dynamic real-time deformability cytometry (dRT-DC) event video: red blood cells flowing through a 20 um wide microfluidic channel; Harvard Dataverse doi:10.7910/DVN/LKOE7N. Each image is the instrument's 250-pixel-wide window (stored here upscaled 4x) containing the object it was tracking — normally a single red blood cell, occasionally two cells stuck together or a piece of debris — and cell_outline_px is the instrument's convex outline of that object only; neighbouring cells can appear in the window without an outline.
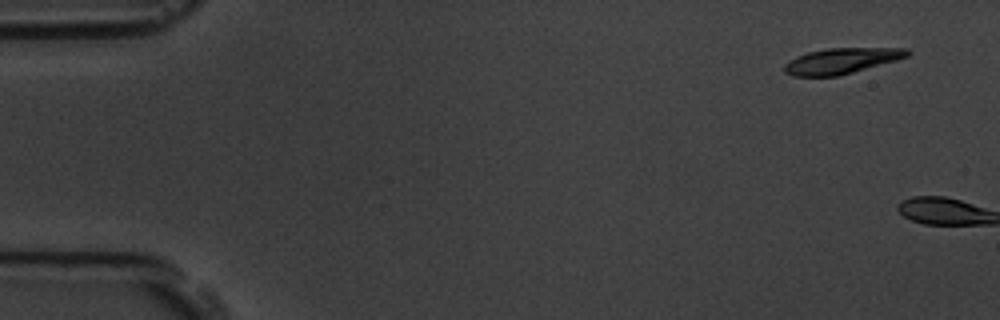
{"species": "common noctule bat (a hibernating species)", "species_latin": "Nyctalus noctula", "temperature_condition": "room temperature", "stored_images_in_passage": 2, "camera_frame_rate_fps": 3000, "um_per_image_px": 0.085, "animal": {"sex": "male", "body_mass_g": 19.5, "forearm_length_mm": 54.6}, "frame": {"image": 1, "passage_image": 1, "time_ms": 0.0, "image_size_px": [1000, 320], "cell_outline_px": [[912, 52], [908, 56], [896, 60], [840, 76], [792, 76], [784, 72], [784, 64], [788, 60], [796, 56], [808, 52], [828, 48], [908, 48]], "centroid_in_image_um": [71.51, 5.17], "position_along_channel_um": 13.5, "area_um2": 18.5}}